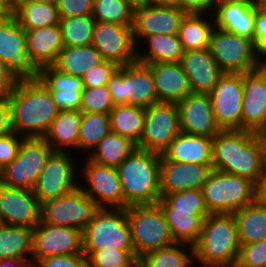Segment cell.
<instances>
[{
	"instance_id": "8c879c8a",
	"label": "cell",
	"mask_w": 266,
	"mask_h": 267,
	"mask_svg": "<svg viewBox=\"0 0 266 267\" xmlns=\"http://www.w3.org/2000/svg\"><path fill=\"white\" fill-rule=\"evenodd\" d=\"M2 177H3V168L0 165V183H1Z\"/></svg>"
},
{
	"instance_id": "30bf717a",
	"label": "cell",
	"mask_w": 266,
	"mask_h": 267,
	"mask_svg": "<svg viewBox=\"0 0 266 267\" xmlns=\"http://www.w3.org/2000/svg\"><path fill=\"white\" fill-rule=\"evenodd\" d=\"M53 152L44 137L23 138L17 157L3 169L1 183L8 187L33 190Z\"/></svg>"
},
{
	"instance_id": "003e7915",
	"label": "cell",
	"mask_w": 266,
	"mask_h": 267,
	"mask_svg": "<svg viewBox=\"0 0 266 267\" xmlns=\"http://www.w3.org/2000/svg\"><path fill=\"white\" fill-rule=\"evenodd\" d=\"M126 267H142V264L140 262V259L136 258L131 264Z\"/></svg>"
},
{
	"instance_id": "8992f818",
	"label": "cell",
	"mask_w": 266,
	"mask_h": 267,
	"mask_svg": "<svg viewBox=\"0 0 266 267\" xmlns=\"http://www.w3.org/2000/svg\"><path fill=\"white\" fill-rule=\"evenodd\" d=\"M127 219L137 258L150 251L176 244L158 203L128 206Z\"/></svg>"
},
{
	"instance_id": "89a4df30",
	"label": "cell",
	"mask_w": 266,
	"mask_h": 267,
	"mask_svg": "<svg viewBox=\"0 0 266 267\" xmlns=\"http://www.w3.org/2000/svg\"><path fill=\"white\" fill-rule=\"evenodd\" d=\"M258 6L260 0H239Z\"/></svg>"
},
{
	"instance_id": "ee69618b",
	"label": "cell",
	"mask_w": 266,
	"mask_h": 267,
	"mask_svg": "<svg viewBox=\"0 0 266 267\" xmlns=\"http://www.w3.org/2000/svg\"><path fill=\"white\" fill-rule=\"evenodd\" d=\"M162 209L208 211L201 189H188L167 194L158 202Z\"/></svg>"
},
{
	"instance_id": "277c9868",
	"label": "cell",
	"mask_w": 266,
	"mask_h": 267,
	"mask_svg": "<svg viewBox=\"0 0 266 267\" xmlns=\"http://www.w3.org/2000/svg\"><path fill=\"white\" fill-rule=\"evenodd\" d=\"M161 154L136 148L117 168L124 195V208L157 204L160 192Z\"/></svg>"
},
{
	"instance_id": "d6986e66",
	"label": "cell",
	"mask_w": 266,
	"mask_h": 267,
	"mask_svg": "<svg viewBox=\"0 0 266 267\" xmlns=\"http://www.w3.org/2000/svg\"><path fill=\"white\" fill-rule=\"evenodd\" d=\"M83 252V232L77 228L48 225L40 222L33 229L32 259Z\"/></svg>"
},
{
	"instance_id": "9c48e42d",
	"label": "cell",
	"mask_w": 266,
	"mask_h": 267,
	"mask_svg": "<svg viewBox=\"0 0 266 267\" xmlns=\"http://www.w3.org/2000/svg\"><path fill=\"white\" fill-rule=\"evenodd\" d=\"M210 53L223 73H246L263 66L255 41L214 28Z\"/></svg>"
},
{
	"instance_id": "4316f807",
	"label": "cell",
	"mask_w": 266,
	"mask_h": 267,
	"mask_svg": "<svg viewBox=\"0 0 266 267\" xmlns=\"http://www.w3.org/2000/svg\"><path fill=\"white\" fill-rule=\"evenodd\" d=\"M153 73L158 102L178 104L192 93L188 76L179 62L147 64Z\"/></svg>"
},
{
	"instance_id": "ba28073f",
	"label": "cell",
	"mask_w": 266,
	"mask_h": 267,
	"mask_svg": "<svg viewBox=\"0 0 266 267\" xmlns=\"http://www.w3.org/2000/svg\"><path fill=\"white\" fill-rule=\"evenodd\" d=\"M107 86L114 106L136 105L146 108L158 102L152 70L138 61L119 66Z\"/></svg>"
},
{
	"instance_id": "e0dca14e",
	"label": "cell",
	"mask_w": 266,
	"mask_h": 267,
	"mask_svg": "<svg viewBox=\"0 0 266 267\" xmlns=\"http://www.w3.org/2000/svg\"><path fill=\"white\" fill-rule=\"evenodd\" d=\"M92 45L105 61L125 66L137 61V45L131 25L95 22Z\"/></svg>"
},
{
	"instance_id": "a7ac6f4b",
	"label": "cell",
	"mask_w": 266,
	"mask_h": 267,
	"mask_svg": "<svg viewBox=\"0 0 266 267\" xmlns=\"http://www.w3.org/2000/svg\"><path fill=\"white\" fill-rule=\"evenodd\" d=\"M263 144H264V161H265V171H266V133L263 134Z\"/></svg>"
},
{
	"instance_id": "f907efd6",
	"label": "cell",
	"mask_w": 266,
	"mask_h": 267,
	"mask_svg": "<svg viewBox=\"0 0 266 267\" xmlns=\"http://www.w3.org/2000/svg\"><path fill=\"white\" fill-rule=\"evenodd\" d=\"M23 138L14 131L0 136V165L3 169L17 157Z\"/></svg>"
},
{
	"instance_id": "7402d4cb",
	"label": "cell",
	"mask_w": 266,
	"mask_h": 267,
	"mask_svg": "<svg viewBox=\"0 0 266 267\" xmlns=\"http://www.w3.org/2000/svg\"><path fill=\"white\" fill-rule=\"evenodd\" d=\"M177 105L182 133L214 137L221 131L215 120L209 94L192 92Z\"/></svg>"
},
{
	"instance_id": "5bb4252c",
	"label": "cell",
	"mask_w": 266,
	"mask_h": 267,
	"mask_svg": "<svg viewBox=\"0 0 266 267\" xmlns=\"http://www.w3.org/2000/svg\"><path fill=\"white\" fill-rule=\"evenodd\" d=\"M221 130H242L243 73H223L209 94Z\"/></svg>"
},
{
	"instance_id": "8fae6325",
	"label": "cell",
	"mask_w": 266,
	"mask_h": 267,
	"mask_svg": "<svg viewBox=\"0 0 266 267\" xmlns=\"http://www.w3.org/2000/svg\"><path fill=\"white\" fill-rule=\"evenodd\" d=\"M99 209L97 203L78 186L66 195L41 204V221L83 232Z\"/></svg>"
},
{
	"instance_id": "4dcf8cb0",
	"label": "cell",
	"mask_w": 266,
	"mask_h": 267,
	"mask_svg": "<svg viewBox=\"0 0 266 267\" xmlns=\"http://www.w3.org/2000/svg\"><path fill=\"white\" fill-rule=\"evenodd\" d=\"M233 215L237 223L240 245L266 239V202L260 197Z\"/></svg>"
},
{
	"instance_id": "d6a6232c",
	"label": "cell",
	"mask_w": 266,
	"mask_h": 267,
	"mask_svg": "<svg viewBox=\"0 0 266 267\" xmlns=\"http://www.w3.org/2000/svg\"><path fill=\"white\" fill-rule=\"evenodd\" d=\"M176 243L194 245L201 233L208 211L162 209Z\"/></svg>"
},
{
	"instance_id": "ac0fdd59",
	"label": "cell",
	"mask_w": 266,
	"mask_h": 267,
	"mask_svg": "<svg viewBox=\"0 0 266 267\" xmlns=\"http://www.w3.org/2000/svg\"><path fill=\"white\" fill-rule=\"evenodd\" d=\"M0 60L18 80L38 79V70L30 62L25 29L12 16L0 27Z\"/></svg>"
},
{
	"instance_id": "03108f58",
	"label": "cell",
	"mask_w": 266,
	"mask_h": 267,
	"mask_svg": "<svg viewBox=\"0 0 266 267\" xmlns=\"http://www.w3.org/2000/svg\"><path fill=\"white\" fill-rule=\"evenodd\" d=\"M43 4H50L57 6L59 0H34Z\"/></svg>"
},
{
	"instance_id": "6da1fadb",
	"label": "cell",
	"mask_w": 266,
	"mask_h": 267,
	"mask_svg": "<svg viewBox=\"0 0 266 267\" xmlns=\"http://www.w3.org/2000/svg\"><path fill=\"white\" fill-rule=\"evenodd\" d=\"M213 170L238 175L258 187L265 173L263 134L246 130H221L213 137Z\"/></svg>"
},
{
	"instance_id": "94428289",
	"label": "cell",
	"mask_w": 266,
	"mask_h": 267,
	"mask_svg": "<svg viewBox=\"0 0 266 267\" xmlns=\"http://www.w3.org/2000/svg\"><path fill=\"white\" fill-rule=\"evenodd\" d=\"M13 16V11H0V27Z\"/></svg>"
},
{
	"instance_id": "7dc6e473",
	"label": "cell",
	"mask_w": 266,
	"mask_h": 267,
	"mask_svg": "<svg viewBox=\"0 0 266 267\" xmlns=\"http://www.w3.org/2000/svg\"><path fill=\"white\" fill-rule=\"evenodd\" d=\"M236 265L241 267H266V239L240 245Z\"/></svg>"
},
{
	"instance_id": "1f68e13d",
	"label": "cell",
	"mask_w": 266,
	"mask_h": 267,
	"mask_svg": "<svg viewBox=\"0 0 266 267\" xmlns=\"http://www.w3.org/2000/svg\"><path fill=\"white\" fill-rule=\"evenodd\" d=\"M143 43L146 50L142 51L140 45L137 48V61L143 64L179 62L185 52L178 34H154L146 37Z\"/></svg>"
},
{
	"instance_id": "9a60e30c",
	"label": "cell",
	"mask_w": 266,
	"mask_h": 267,
	"mask_svg": "<svg viewBox=\"0 0 266 267\" xmlns=\"http://www.w3.org/2000/svg\"><path fill=\"white\" fill-rule=\"evenodd\" d=\"M84 161L81 179L84 177V183L89 185H79L83 192L100 208H124V195L117 168L98 164L88 157Z\"/></svg>"
},
{
	"instance_id": "603a6c76",
	"label": "cell",
	"mask_w": 266,
	"mask_h": 267,
	"mask_svg": "<svg viewBox=\"0 0 266 267\" xmlns=\"http://www.w3.org/2000/svg\"><path fill=\"white\" fill-rule=\"evenodd\" d=\"M212 171L213 164L173 162L161 154V197L188 189H201Z\"/></svg>"
},
{
	"instance_id": "ffe728a7",
	"label": "cell",
	"mask_w": 266,
	"mask_h": 267,
	"mask_svg": "<svg viewBox=\"0 0 266 267\" xmlns=\"http://www.w3.org/2000/svg\"><path fill=\"white\" fill-rule=\"evenodd\" d=\"M41 220V204L33 190L0 183V224L32 228Z\"/></svg>"
},
{
	"instance_id": "680465c9",
	"label": "cell",
	"mask_w": 266,
	"mask_h": 267,
	"mask_svg": "<svg viewBox=\"0 0 266 267\" xmlns=\"http://www.w3.org/2000/svg\"><path fill=\"white\" fill-rule=\"evenodd\" d=\"M148 2L181 7L182 0H148Z\"/></svg>"
},
{
	"instance_id": "8d00e7d4",
	"label": "cell",
	"mask_w": 266,
	"mask_h": 267,
	"mask_svg": "<svg viewBox=\"0 0 266 267\" xmlns=\"http://www.w3.org/2000/svg\"><path fill=\"white\" fill-rule=\"evenodd\" d=\"M110 129L139 143L145 125V108L136 105H116L110 111Z\"/></svg>"
},
{
	"instance_id": "b9f144b4",
	"label": "cell",
	"mask_w": 266,
	"mask_h": 267,
	"mask_svg": "<svg viewBox=\"0 0 266 267\" xmlns=\"http://www.w3.org/2000/svg\"><path fill=\"white\" fill-rule=\"evenodd\" d=\"M95 22L92 15L60 18L64 47L91 45Z\"/></svg>"
},
{
	"instance_id": "f6af8a7d",
	"label": "cell",
	"mask_w": 266,
	"mask_h": 267,
	"mask_svg": "<svg viewBox=\"0 0 266 267\" xmlns=\"http://www.w3.org/2000/svg\"><path fill=\"white\" fill-rule=\"evenodd\" d=\"M113 108L111 93L107 85L95 88H83L81 112L110 114Z\"/></svg>"
},
{
	"instance_id": "4fadbf2b",
	"label": "cell",
	"mask_w": 266,
	"mask_h": 267,
	"mask_svg": "<svg viewBox=\"0 0 266 267\" xmlns=\"http://www.w3.org/2000/svg\"><path fill=\"white\" fill-rule=\"evenodd\" d=\"M180 132L178 105L157 102L145 108V125L137 148L162 154Z\"/></svg>"
},
{
	"instance_id": "cb8c5ba5",
	"label": "cell",
	"mask_w": 266,
	"mask_h": 267,
	"mask_svg": "<svg viewBox=\"0 0 266 267\" xmlns=\"http://www.w3.org/2000/svg\"><path fill=\"white\" fill-rule=\"evenodd\" d=\"M179 63L193 93L210 94L223 74L208 48L185 51Z\"/></svg>"
},
{
	"instance_id": "7c38bea8",
	"label": "cell",
	"mask_w": 266,
	"mask_h": 267,
	"mask_svg": "<svg viewBox=\"0 0 266 267\" xmlns=\"http://www.w3.org/2000/svg\"><path fill=\"white\" fill-rule=\"evenodd\" d=\"M68 152L54 151L41 171L33 194L43 204L75 190L81 183L76 177L78 162ZM79 183V184H78Z\"/></svg>"
},
{
	"instance_id": "f5cc1de1",
	"label": "cell",
	"mask_w": 266,
	"mask_h": 267,
	"mask_svg": "<svg viewBox=\"0 0 266 267\" xmlns=\"http://www.w3.org/2000/svg\"><path fill=\"white\" fill-rule=\"evenodd\" d=\"M254 41L260 58L266 61V9L255 5Z\"/></svg>"
},
{
	"instance_id": "91938a15",
	"label": "cell",
	"mask_w": 266,
	"mask_h": 267,
	"mask_svg": "<svg viewBox=\"0 0 266 267\" xmlns=\"http://www.w3.org/2000/svg\"><path fill=\"white\" fill-rule=\"evenodd\" d=\"M259 197L266 202V171L264 173L263 182L259 187Z\"/></svg>"
},
{
	"instance_id": "2e32d148",
	"label": "cell",
	"mask_w": 266,
	"mask_h": 267,
	"mask_svg": "<svg viewBox=\"0 0 266 267\" xmlns=\"http://www.w3.org/2000/svg\"><path fill=\"white\" fill-rule=\"evenodd\" d=\"M186 14L179 6L149 2L134 8L131 27L137 47L146 37L154 34H178L181 21Z\"/></svg>"
},
{
	"instance_id": "5b68a950",
	"label": "cell",
	"mask_w": 266,
	"mask_h": 267,
	"mask_svg": "<svg viewBox=\"0 0 266 267\" xmlns=\"http://www.w3.org/2000/svg\"><path fill=\"white\" fill-rule=\"evenodd\" d=\"M202 193L209 214H233L259 197V187L251 180L213 170Z\"/></svg>"
},
{
	"instance_id": "f1b7e54d",
	"label": "cell",
	"mask_w": 266,
	"mask_h": 267,
	"mask_svg": "<svg viewBox=\"0 0 266 267\" xmlns=\"http://www.w3.org/2000/svg\"><path fill=\"white\" fill-rule=\"evenodd\" d=\"M212 149L213 137L180 132L162 155L173 162L212 164Z\"/></svg>"
},
{
	"instance_id": "44dd1931",
	"label": "cell",
	"mask_w": 266,
	"mask_h": 267,
	"mask_svg": "<svg viewBox=\"0 0 266 267\" xmlns=\"http://www.w3.org/2000/svg\"><path fill=\"white\" fill-rule=\"evenodd\" d=\"M242 130L266 133V69L243 73Z\"/></svg>"
},
{
	"instance_id": "60d3db41",
	"label": "cell",
	"mask_w": 266,
	"mask_h": 267,
	"mask_svg": "<svg viewBox=\"0 0 266 267\" xmlns=\"http://www.w3.org/2000/svg\"><path fill=\"white\" fill-rule=\"evenodd\" d=\"M111 131L109 114L82 112L79 126L78 153L86 155Z\"/></svg>"
},
{
	"instance_id": "e575fe53",
	"label": "cell",
	"mask_w": 266,
	"mask_h": 267,
	"mask_svg": "<svg viewBox=\"0 0 266 267\" xmlns=\"http://www.w3.org/2000/svg\"><path fill=\"white\" fill-rule=\"evenodd\" d=\"M103 61L100 52L91 44L64 47L54 66L67 74L82 78L87 70Z\"/></svg>"
},
{
	"instance_id": "11a10c76",
	"label": "cell",
	"mask_w": 266,
	"mask_h": 267,
	"mask_svg": "<svg viewBox=\"0 0 266 267\" xmlns=\"http://www.w3.org/2000/svg\"><path fill=\"white\" fill-rule=\"evenodd\" d=\"M12 131L11 109L8 95H0V136Z\"/></svg>"
},
{
	"instance_id": "e7e4bbea",
	"label": "cell",
	"mask_w": 266,
	"mask_h": 267,
	"mask_svg": "<svg viewBox=\"0 0 266 267\" xmlns=\"http://www.w3.org/2000/svg\"><path fill=\"white\" fill-rule=\"evenodd\" d=\"M28 1V0H8L9 6L14 9L16 6H18L20 3Z\"/></svg>"
},
{
	"instance_id": "be15d7a7",
	"label": "cell",
	"mask_w": 266,
	"mask_h": 267,
	"mask_svg": "<svg viewBox=\"0 0 266 267\" xmlns=\"http://www.w3.org/2000/svg\"><path fill=\"white\" fill-rule=\"evenodd\" d=\"M0 11H13L9 6L8 0H0Z\"/></svg>"
},
{
	"instance_id": "3957f363",
	"label": "cell",
	"mask_w": 266,
	"mask_h": 267,
	"mask_svg": "<svg viewBox=\"0 0 266 267\" xmlns=\"http://www.w3.org/2000/svg\"><path fill=\"white\" fill-rule=\"evenodd\" d=\"M240 243L233 214H209L193 245L194 261L203 267H232L237 263Z\"/></svg>"
},
{
	"instance_id": "ab89813d",
	"label": "cell",
	"mask_w": 266,
	"mask_h": 267,
	"mask_svg": "<svg viewBox=\"0 0 266 267\" xmlns=\"http://www.w3.org/2000/svg\"><path fill=\"white\" fill-rule=\"evenodd\" d=\"M139 259L142 267H192L195 262L193 246L184 243L150 251Z\"/></svg>"
},
{
	"instance_id": "c3c4849f",
	"label": "cell",
	"mask_w": 266,
	"mask_h": 267,
	"mask_svg": "<svg viewBox=\"0 0 266 267\" xmlns=\"http://www.w3.org/2000/svg\"><path fill=\"white\" fill-rule=\"evenodd\" d=\"M118 68L119 66L116 63L103 60L100 64L86 71L82 77L83 86L95 88L107 85L110 77Z\"/></svg>"
},
{
	"instance_id": "db71d44e",
	"label": "cell",
	"mask_w": 266,
	"mask_h": 267,
	"mask_svg": "<svg viewBox=\"0 0 266 267\" xmlns=\"http://www.w3.org/2000/svg\"><path fill=\"white\" fill-rule=\"evenodd\" d=\"M219 0H182L181 8L186 13L213 14Z\"/></svg>"
},
{
	"instance_id": "2644e50d",
	"label": "cell",
	"mask_w": 266,
	"mask_h": 267,
	"mask_svg": "<svg viewBox=\"0 0 266 267\" xmlns=\"http://www.w3.org/2000/svg\"><path fill=\"white\" fill-rule=\"evenodd\" d=\"M258 7L266 9V0H260Z\"/></svg>"
},
{
	"instance_id": "d4e9b609",
	"label": "cell",
	"mask_w": 266,
	"mask_h": 267,
	"mask_svg": "<svg viewBox=\"0 0 266 267\" xmlns=\"http://www.w3.org/2000/svg\"><path fill=\"white\" fill-rule=\"evenodd\" d=\"M38 79L50 90L53 101L61 110H80L82 78L58 70L54 65L42 67Z\"/></svg>"
},
{
	"instance_id": "753ad0ef",
	"label": "cell",
	"mask_w": 266,
	"mask_h": 267,
	"mask_svg": "<svg viewBox=\"0 0 266 267\" xmlns=\"http://www.w3.org/2000/svg\"><path fill=\"white\" fill-rule=\"evenodd\" d=\"M263 67L266 69V61L263 62Z\"/></svg>"
},
{
	"instance_id": "74e56055",
	"label": "cell",
	"mask_w": 266,
	"mask_h": 267,
	"mask_svg": "<svg viewBox=\"0 0 266 267\" xmlns=\"http://www.w3.org/2000/svg\"><path fill=\"white\" fill-rule=\"evenodd\" d=\"M32 252V228L0 224V259L32 258Z\"/></svg>"
},
{
	"instance_id": "bcb514c9",
	"label": "cell",
	"mask_w": 266,
	"mask_h": 267,
	"mask_svg": "<svg viewBox=\"0 0 266 267\" xmlns=\"http://www.w3.org/2000/svg\"><path fill=\"white\" fill-rule=\"evenodd\" d=\"M136 258L134 250L104 248L94 251L88 257V265L89 267H126Z\"/></svg>"
},
{
	"instance_id": "f546056e",
	"label": "cell",
	"mask_w": 266,
	"mask_h": 267,
	"mask_svg": "<svg viewBox=\"0 0 266 267\" xmlns=\"http://www.w3.org/2000/svg\"><path fill=\"white\" fill-rule=\"evenodd\" d=\"M82 117L80 110H61L52 122L46 141L54 151L71 152L76 150L78 154L79 126Z\"/></svg>"
},
{
	"instance_id": "7bdbcfd3",
	"label": "cell",
	"mask_w": 266,
	"mask_h": 267,
	"mask_svg": "<svg viewBox=\"0 0 266 267\" xmlns=\"http://www.w3.org/2000/svg\"><path fill=\"white\" fill-rule=\"evenodd\" d=\"M134 8L124 0L93 2L92 17L96 22L132 25Z\"/></svg>"
},
{
	"instance_id": "52a82bcc",
	"label": "cell",
	"mask_w": 266,
	"mask_h": 267,
	"mask_svg": "<svg viewBox=\"0 0 266 267\" xmlns=\"http://www.w3.org/2000/svg\"><path fill=\"white\" fill-rule=\"evenodd\" d=\"M104 248L134 250L127 208H100L83 231V252L89 257Z\"/></svg>"
},
{
	"instance_id": "7a4b0ae2",
	"label": "cell",
	"mask_w": 266,
	"mask_h": 267,
	"mask_svg": "<svg viewBox=\"0 0 266 267\" xmlns=\"http://www.w3.org/2000/svg\"><path fill=\"white\" fill-rule=\"evenodd\" d=\"M8 100L12 129L24 138L45 137L60 111L39 79L18 81Z\"/></svg>"
},
{
	"instance_id": "f35d334b",
	"label": "cell",
	"mask_w": 266,
	"mask_h": 267,
	"mask_svg": "<svg viewBox=\"0 0 266 267\" xmlns=\"http://www.w3.org/2000/svg\"><path fill=\"white\" fill-rule=\"evenodd\" d=\"M13 16L25 30L39 29L60 22L57 6L34 0L24 1L16 6Z\"/></svg>"
},
{
	"instance_id": "6f0895ef",
	"label": "cell",
	"mask_w": 266,
	"mask_h": 267,
	"mask_svg": "<svg viewBox=\"0 0 266 267\" xmlns=\"http://www.w3.org/2000/svg\"><path fill=\"white\" fill-rule=\"evenodd\" d=\"M37 264L32 258H3L0 267H35Z\"/></svg>"
},
{
	"instance_id": "836d02e7",
	"label": "cell",
	"mask_w": 266,
	"mask_h": 267,
	"mask_svg": "<svg viewBox=\"0 0 266 267\" xmlns=\"http://www.w3.org/2000/svg\"><path fill=\"white\" fill-rule=\"evenodd\" d=\"M214 28L213 14L187 13L181 21L178 33L184 51L208 48Z\"/></svg>"
},
{
	"instance_id": "6125c7cd",
	"label": "cell",
	"mask_w": 266,
	"mask_h": 267,
	"mask_svg": "<svg viewBox=\"0 0 266 267\" xmlns=\"http://www.w3.org/2000/svg\"><path fill=\"white\" fill-rule=\"evenodd\" d=\"M127 2L131 7L137 8L142 6L143 4L148 3V0H124Z\"/></svg>"
},
{
	"instance_id": "d590c367",
	"label": "cell",
	"mask_w": 266,
	"mask_h": 267,
	"mask_svg": "<svg viewBox=\"0 0 266 267\" xmlns=\"http://www.w3.org/2000/svg\"><path fill=\"white\" fill-rule=\"evenodd\" d=\"M136 148L131 139L110 131L86 157L101 165L118 167Z\"/></svg>"
},
{
	"instance_id": "484cf974",
	"label": "cell",
	"mask_w": 266,
	"mask_h": 267,
	"mask_svg": "<svg viewBox=\"0 0 266 267\" xmlns=\"http://www.w3.org/2000/svg\"><path fill=\"white\" fill-rule=\"evenodd\" d=\"M213 17L216 28L254 40L255 5L239 0H219Z\"/></svg>"
},
{
	"instance_id": "9f6ffc18",
	"label": "cell",
	"mask_w": 266,
	"mask_h": 267,
	"mask_svg": "<svg viewBox=\"0 0 266 267\" xmlns=\"http://www.w3.org/2000/svg\"><path fill=\"white\" fill-rule=\"evenodd\" d=\"M17 82L18 80L8 70L7 64L0 60V95H8Z\"/></svg>"
},
{
	"instance_id": "83f0119b",
	"label": "cell",
	"mask_w": 266,
	"mask_h": 267,
	"mask_svg": "<svg viewBox=\"0 0 266 267\" xmlns=\"http://www.w3.org/2000/svg\"><path fill=\"white\" fill-rule=\"evenodd\" d=\"M25 33L28 57L35 68L39 71L42 67L54 65L64 48L60 24L25 30Z\"/></svg>"
},
{
	"instance_id": "816d5d0a",
	"label": "cell",
	"mask_w": 266,
	"mask_h": 267,
	"mask_svg": "<svg viewBox=\"0 0 266 267\" xmlns=\"http://www.w3.org/2000/svg\"><path fill=\"white\" fill-rule=\"evenodd\" d=\"M39 267H89L88 257L84 253L75 255H55L40 259Z\"/></svg>"
},
{
	"instance_id": "681fc988",
	"label": "cell",
	"mask_w": 266,
	"mask_h": 267,
	"mask_svg": "<svg viewBox=\"0 0 266 267\" xmlns=\"http://www.w3.org/2000/svg\"><path fill=\"white\" fill-rule=\"evenodd\" d=\"M59 18L92 15V0H59L57 4Z\"/></svg>"
}]
</instances>
